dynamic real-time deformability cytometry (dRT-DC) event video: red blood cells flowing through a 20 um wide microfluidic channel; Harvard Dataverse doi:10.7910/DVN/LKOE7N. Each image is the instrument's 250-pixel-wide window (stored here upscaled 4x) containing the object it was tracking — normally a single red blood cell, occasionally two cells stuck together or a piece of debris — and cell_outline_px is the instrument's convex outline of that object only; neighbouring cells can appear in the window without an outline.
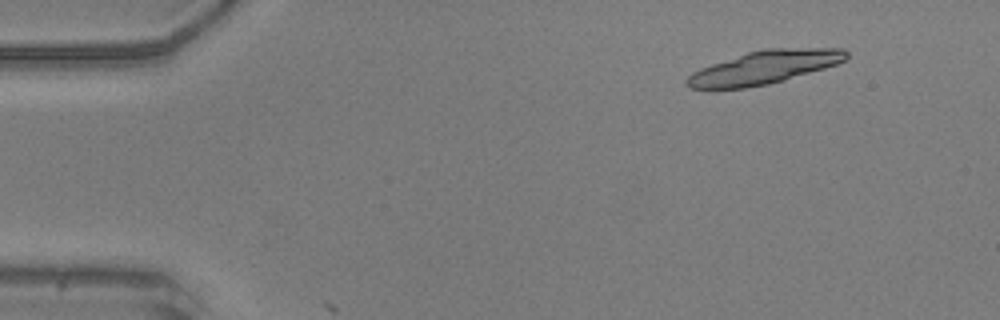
{"species": "common noctule bat (a hibernating species)", "species_latin": "Nyctalus noctula", "temperature_condition": "warm", "stored_images_in_passage": 18, "segment_of_instrument_passage": [1, 2], "camera_frame_rate_fps": 3000, "um_per_image_px": 0.085, "animal": {"sex": "male", "body_mass_g": 20.5, "forearm_length_mm": 52.5}, "frame": {"image": 1, "passage_image": 6, "time_ms": 1.667, "image_size_px": [1000, 320], "cell_outline_px": [[848, 56], [844, 60], [820, 68], [780, 80], [760, 84], [736, 88], [696, 88], [692, 76], [696, 72], [752, 52], [844, 52]], "centroid_in_image_um": [64.87, 5.82], "position_along_channel_um": 20.1, "area_um2": 25.37}}